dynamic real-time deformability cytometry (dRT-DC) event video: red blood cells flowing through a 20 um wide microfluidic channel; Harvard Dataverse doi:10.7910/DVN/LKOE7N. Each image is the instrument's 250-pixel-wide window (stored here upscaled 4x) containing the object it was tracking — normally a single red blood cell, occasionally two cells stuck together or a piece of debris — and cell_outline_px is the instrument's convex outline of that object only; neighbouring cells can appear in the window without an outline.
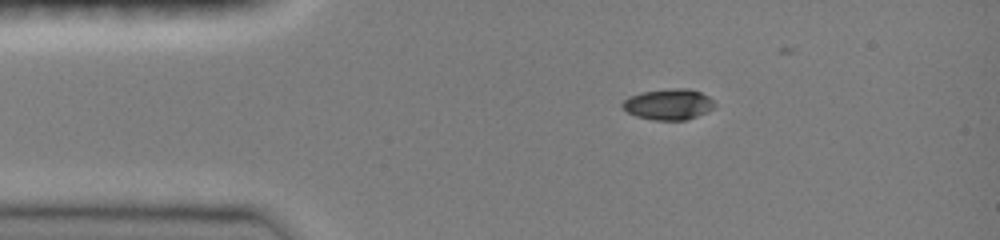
{"species": "common noctule bat (a hibernating species)", "species_latin": "Nyctalus noctula", "temperature_condition": "room temperature", "stored_images_in_passage": 12, "camera_frame_rate_fps": 3000, "um_per_image_px": 0.085, "animal": {"sex": "female", "body_mass_g": 19.0, "forearm_length_mm": 51.5}, "frame": {"image": 1, "passage_image": 1, "time_ms": 0.0, "image_size_px": [1000, 240], "cell_outline_px": [[716, 108], [708, 112], [684, 120], [652, 120], [636, 116], [628, 112], [620, 104], [628, 96], [640, 92], [668, 88], [688, 88], [700, 92], [708, 96], [716, 104]], "centroid_in_image_um": [56.83, 8.86], "position_along_channel_um": 28.2, "area_um2": 16.82}}
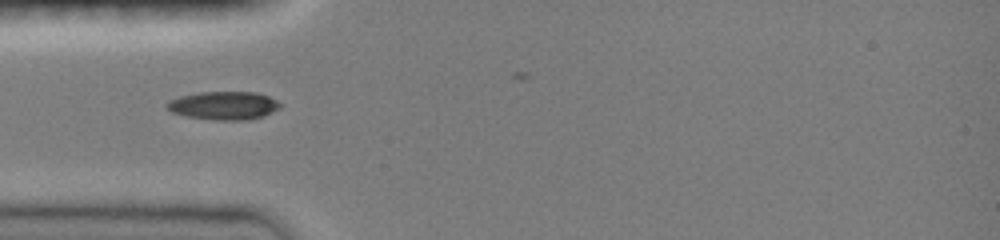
{"frame": {"image": 2, "passage_image": 7, "time_ms": 2.0, "image_size_px": [1000, 240], "cell_outline_px": [[280, 108], [264, 116], [248, 120], [216, 120], [184, 116], [172, 112], [164, 108], [164, 104], [168, 100], [180, 96], [200, 92], [256, 92], [268, 96], [276, 100], [280, 104]], "centroid_in_image_um": [18.97, 8.97], "position_along_channel_um": 66.0, "area_um2": 18.84}}
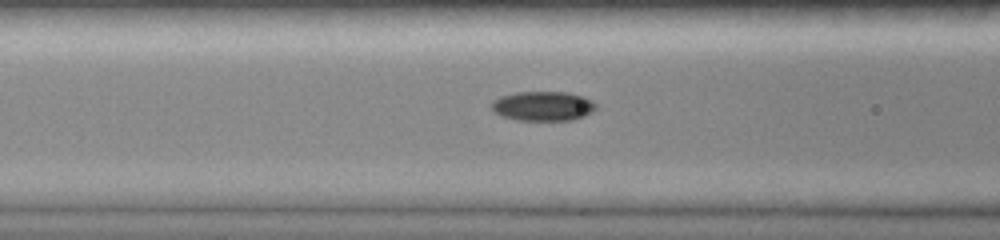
{"frame": {"image": 3, "passage_image": 11, "time_ms": 3.333, "image_size_px": [1000, 240], "cell_outline_px": [[596, 108], [592, 112], [584, 116], [572, 120], [516, 120], [500, 116], [492, 108], [492, 100], [500, 96], [516, 92], [568, 92], [584, 96], [592, 100], [596, 104]], "centroid_in_image_um": [46.16, 9.01], "position_along_channel_um": 120.4, "area_um2": 18.09}}